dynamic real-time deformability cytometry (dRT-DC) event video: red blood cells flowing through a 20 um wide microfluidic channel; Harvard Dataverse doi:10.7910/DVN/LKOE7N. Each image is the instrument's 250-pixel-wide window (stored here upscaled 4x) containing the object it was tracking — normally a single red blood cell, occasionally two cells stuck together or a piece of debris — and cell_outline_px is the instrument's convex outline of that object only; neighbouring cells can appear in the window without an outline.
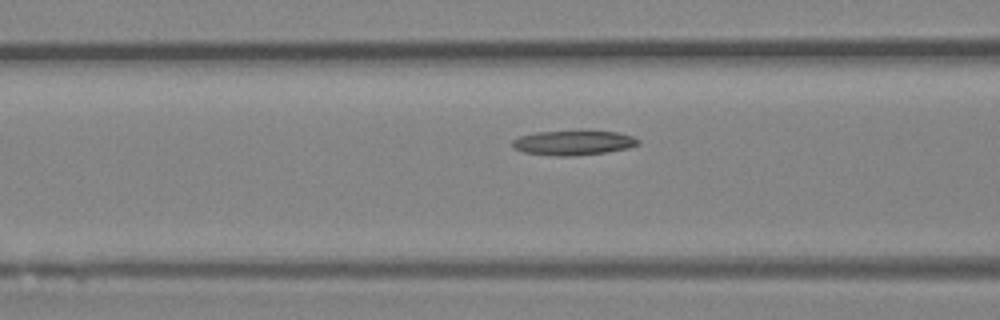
{"species": "Egyptian fruit bat (a non-hibernating species)", "species_latin": "Rousettus aegyptiacus", "temperature_condition": "room temperature", "stored_images_in_passage": 30, "camera_frame_rate_fps": 3000, "um_per_image_px": 0.085, "animal": {"sex": "female"}, "frame": {"image": 1, "passage_image": 10, "time_ms": 3.0, "image_size_px": [1000, 320], "cell_outline_px": [[640, 144], [628, 148], [608, 152], [572, 156], [556, 156], [524, 152], [512, 148], [512, 140], [520, 136], [536, 132], [580, 128], [616, 132], [632, 136], [640, 140]], "centroid_in_image_um": [48.75, 12.09], "position_along_channel_um": 117.9, "area_um2": 18.96}}
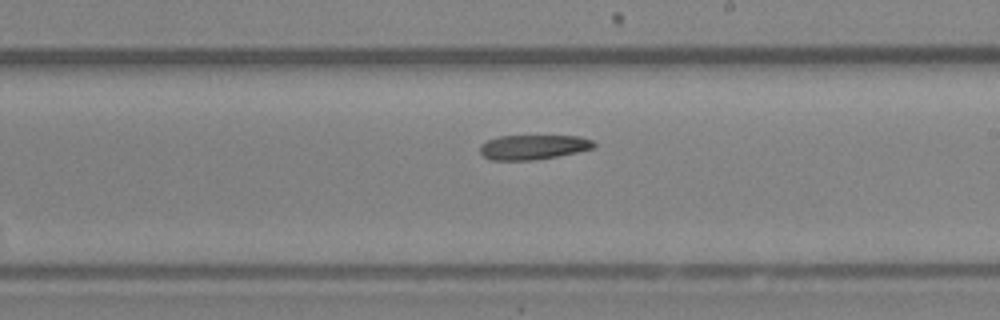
{"frame": {"image": 2, "passage_image": 19, "time_ms": 6.0, "image_size_px": [1000, 320], "cell_outline_px": [[596, 144], [592, 148], [576, 152], [556, 156], [532, 160], [492, 160], [484, 156], [480, 152], [480, 144], [488, 140], [500, 136], [580, 136], [592, 140]], "centroid_in_image_um": [45.3, 12.5], "position_along_channel_um": 243.7, "area_um2": 16.18}}
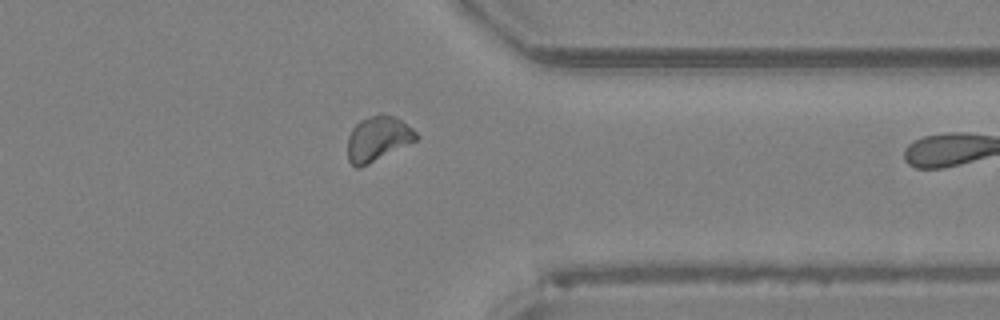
{"frame": {"image": 3, "passage_image": 29, "time_ms": 9.333, "image_size_px": [1000, 320], "cell_outline_px": [[420, 136], [416, 140], [360, 168], [356, 168], [348, 160], [348, 136], [352, 128], [360, 120], [380, 112], [392, 116], [400, 120], [412, 128]], "centroid_in_image_um": [32.1, 11.77], "position_along_channel_um": 379.3, "area_um2": 17.8}}